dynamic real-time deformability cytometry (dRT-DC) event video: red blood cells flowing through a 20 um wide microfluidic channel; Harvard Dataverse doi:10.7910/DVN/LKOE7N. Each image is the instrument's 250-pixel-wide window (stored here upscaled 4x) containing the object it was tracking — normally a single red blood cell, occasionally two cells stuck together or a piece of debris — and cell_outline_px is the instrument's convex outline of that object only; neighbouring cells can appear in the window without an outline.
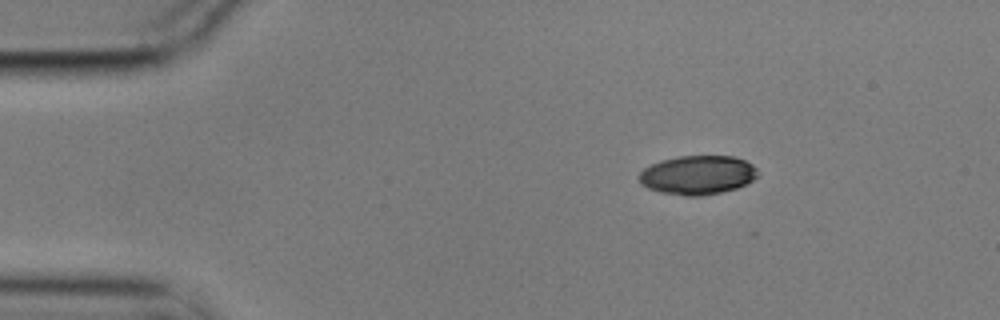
{"species": "common noctule bat (a hibernating species)", "species_latin": "Nyctalus noctula", "temperature_condition": "cold", "stored_images_in_passage": 53, "camera_frame_rate_fps": 3000, "um_per_image_px": 0.085, "animal": {"sex": "male", "body_mass_g": 17.9}, "frame": {"image": 1, "passage_image": 1, "time_ms": 0.0, "image_size_px": [1000, 320], "cell_outline_px": [[760, 176], [736, 188], [720, 192], [700, 196], [684, 196], [660, 192], [648, 188], [640, 184], [640, 172], [644, 168], [660, 160], [680, 156], [736, 156], [752, 164], [760, 172]], "centroid_in_image_um": [59.32, 14.87], "position_along_channel_um": 25.7, "area_um2": 27.05}}
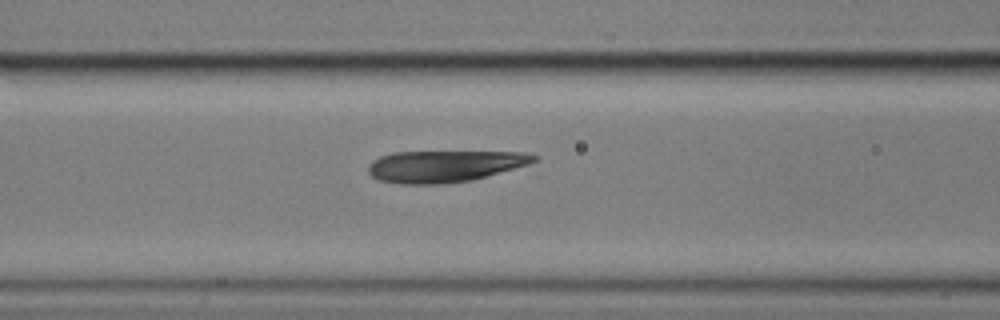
{"frame": {"image": 2, "passage_image": 18, "time_ms": 5.667, "image_size_px": [1000, 320], "cell_outline_px": [[540, 156], [536, 160], [528, 164], [472, 180], [444, 184], [400, 184], [376, 180], [368, 172], [368, 164], [372, 160], [380, 156], [392, 152], [524, 152]], "centroid_in_image_um": [37.72, 14.13], "position_along_channel_um": 128.9, "area_um2": 30.63}}
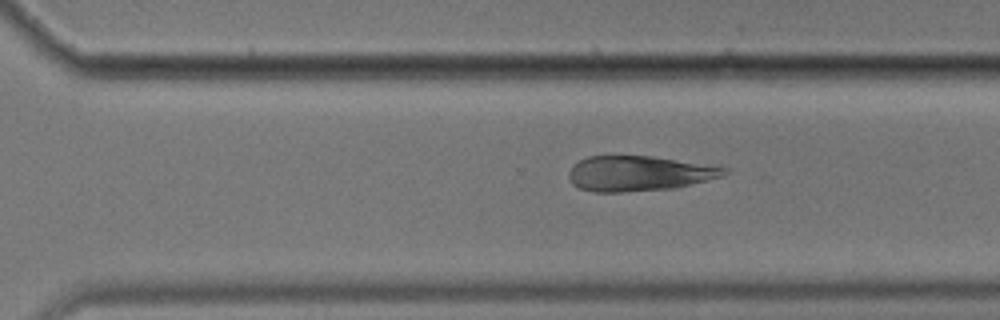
{"frame": {"image": 3, "passage_image": 35, "time_ms": 11.333, "image_size_px": [1000, 320], "cell_outline_px": [[728, 172], [720, 176], [676, 188], [620, 192], [592, 192], [580, 188], [572, 184], [568, 176], [568, 172], [572, 164], [588, 156], [652, 156], [728, 168]], "centroid_in_image_um": [54.23, 14.74], "position_along_channel_um": 316.4, "area_um2": 31.62}}